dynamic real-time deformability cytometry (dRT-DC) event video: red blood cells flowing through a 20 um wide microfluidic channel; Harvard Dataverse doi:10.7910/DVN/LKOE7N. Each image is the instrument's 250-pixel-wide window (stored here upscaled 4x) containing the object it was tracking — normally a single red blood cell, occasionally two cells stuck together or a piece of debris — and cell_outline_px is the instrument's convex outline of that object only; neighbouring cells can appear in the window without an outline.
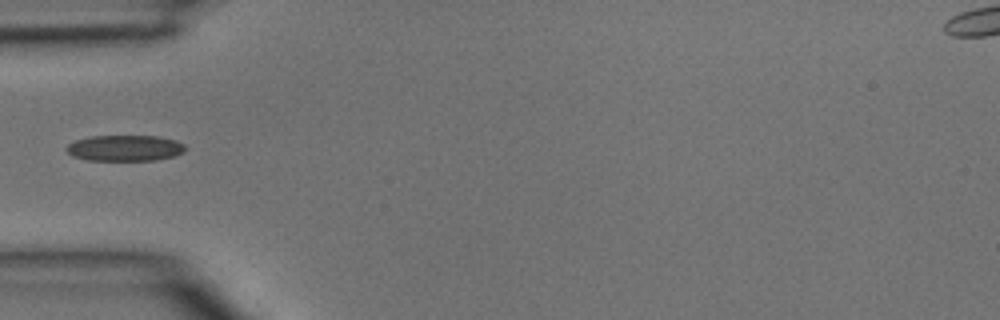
{"species": "common noctule bat (a hibernating species)", "species_latin": "Nyctalus noctula", "temperature_condition": "room temperature", "stored_images_in_passage": 1, "camera_frame_rate_fps": 3000, "um_per_image_px": 0.085, "animal": {"sex": "male", "body_mass_g": 15.6}, "frame": {"image": 1, "passage_image": 1, "time_ms": 0.0, "image_size_px": [1000, 320], "cell_outline_px": [[188, 148], [184, 152], [172, 156], [156, 160], [88, 160], [72, 156], [64, 148], [68, 144], [76, 140], [92, 136], [156, 136], [176, 140], [184, 144]], "centroid_in_image_um": [10.62, 12.58], "position_along_channel_um": 74.4, "area_um2": 17.98}}